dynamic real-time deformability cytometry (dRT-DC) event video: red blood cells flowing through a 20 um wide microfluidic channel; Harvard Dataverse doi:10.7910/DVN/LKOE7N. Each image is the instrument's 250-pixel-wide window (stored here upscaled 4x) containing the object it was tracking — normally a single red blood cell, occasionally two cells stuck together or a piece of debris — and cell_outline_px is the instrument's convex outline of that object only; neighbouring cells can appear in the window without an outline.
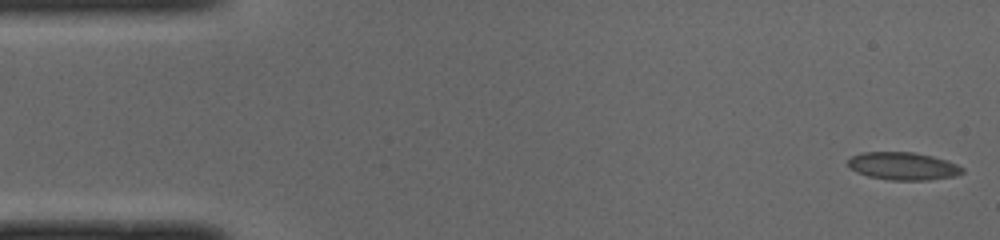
{"species": "common noctule bat (a hibernating species)", "species_latin": "Nyctalus noctula", "temperature_condition": "cold", "stored_images_in_passage": 51, "camera_frame_rate_fps": 3000, "um_per_image_px": 0.085, "animal": {"sex": "male", "body_mass_g": 19.0, "forearm_length_mm": 50.8}, "frame": {"image": 1, "passage_image": 1, "time_ms": 0.0, "image_size_px": [1000, 240], "cell_outline_px": [[964, 172], [956, 176], [928, 180], [888, 180], [868, 176], [856, 172], [848, 168], [848, 160], [852, 156], [860, 152], [912, 152], [932, 156], [948, 160], [964, 168]], "centroid_in_image_um": [76.75, 14.12], "position_along_channel_um": 8.2, "area_um2": 18.67}}
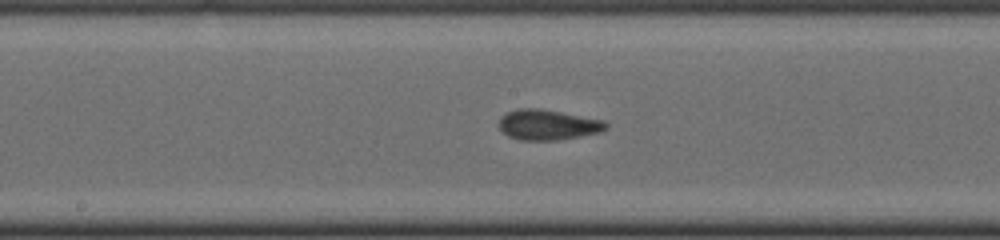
{"frame": {"image": 2, "passage_image": 25, "time_ms": 8.0, "image_size_px": [1000, 240], "cell_outline_px": [[608, 128], [600, 132], [580, 136], [556, 140], [520, 140], [508, 136], [500, 128], [500, 116], [516, 108], [540, 108], [604, 120], [608, 124]], "centroid_in_image_um": [46.57, 10.6], "position_along_channel_um": 201.6, "area_um2": 18.9}}
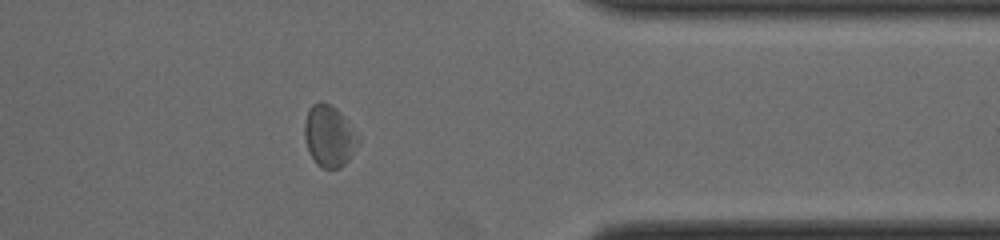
{"frame": {"image": 3, "passage_image": 40, "time_ms": 13.0, "image_size_px": [1000, 240], "cell_outline_px": [[360, 140], [348, 160], [340, 168], [320, 168], [316, 164], [308, 152], [304, 136], [304, 124], [308, 108], [312, 104], [320, 100], [336, 108], [340, 112], [360, 136]], "centroid_in_image_um": [27.96, 11.56], "position_along_channel_um": 383.4, "area_um2": 19.42}, "authors_computed_cell_mechanics": {"area_um2": 18.496, "velocity_mm_per_s": 3.9431, "shape_relaxation_time_tau1_ms": 3.4902, "shape_relaxation_time_tau2_ms": 1.6337, "deformation_change_tau1": 0.0976, "deformation_change_tau2": 0.066}}